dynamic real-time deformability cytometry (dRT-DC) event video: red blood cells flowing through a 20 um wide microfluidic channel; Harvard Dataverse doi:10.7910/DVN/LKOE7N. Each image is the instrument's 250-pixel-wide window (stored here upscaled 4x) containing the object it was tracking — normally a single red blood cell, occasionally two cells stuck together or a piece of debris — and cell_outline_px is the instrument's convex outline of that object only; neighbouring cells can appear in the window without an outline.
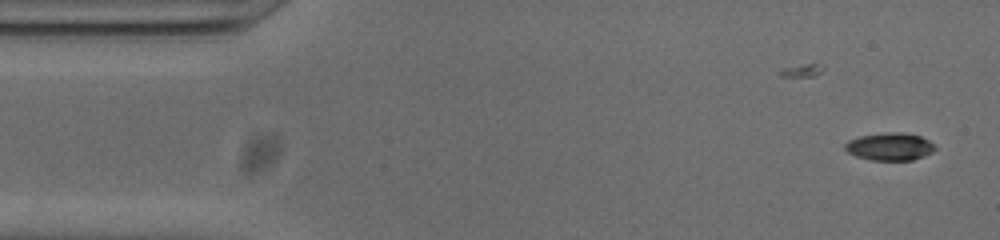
{"species": "common noctule bat (a hibernating species)", "species_latin": "Nyctalus noctula", "temperature_condition": "cold", "stored_images_in_passage": 42, "camera_frame_rate_fps": 3000, "um_per_image_px": 0.085, "animal": {"sex": "male", "body_mass_g": 20.0, "forearm_length_mm": 53.3}, "frame": {"image": 1, "passage_image": 1, "time_ms": 0.0, "image_size_px": [1000, 240], "cell_outline_px": [[936, 148], [932, 152], [924, 156], [912, 160], [872, 160], [856, 156], [848, 152], [844, 148], [844, 144], [848, 140], [860, 136], [888, 132], [904, 132], [920, 136], [928, 140]], "centroid_in_image_um": [75.62, 12.45], "position_along_channel_um": 9.4, "area_um2": 14.45}}
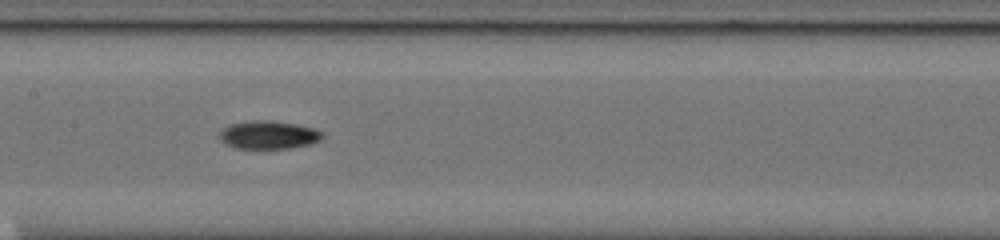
{"frame": {"image": 2, "passage_image": 23, "time_ms": 7.333, "image_size_px": [1000, 240], "cell_outline_px": [[324, 136], [320, 140], [308, 144], [288, 148], [236, 148], [220, 140], [216, 136], [228, 124], [256, 120], [268, 120], [296, 124], [316, 128], [324, 132]], "centroid_in_image_um": [22.83, 11.45], "position_along_channel_um": 184.6, "area_um2": 16.88}}
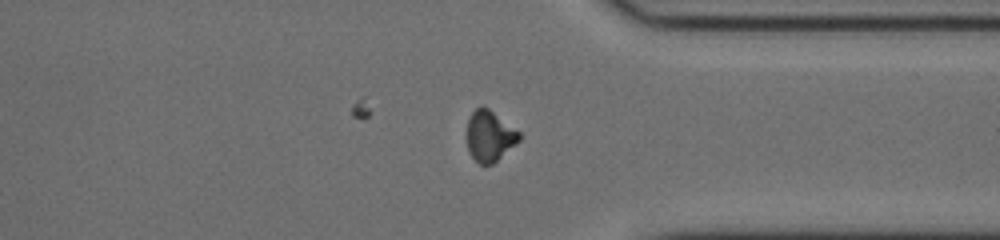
{"frame": {"image": 3, "passage_image": 38, "time_ms": 12.333, "image_size_px": [1000, 240], "cell_outline_px": [[520, 140], [516, 144], [492, 164], [480, 164], [468, 152], [468, 116], [480, 104], [484, 104], [520, 132]], "centroid_in_image_um": [41.62, 11.51], "position_along_channel_um": 369.8, "area_um2": 15.49}, "authors_computed_cell_mechanics": {"area_um2": 15.7505, "velocity_mm_per_s": 3.8284, "shape_relaxation_time_tau1_ms": 6.9948, "shape_relaxation_time_tau2_ms": null, "deformation_change_tau1": 0.2452, "deformation_change_tau2": null}}